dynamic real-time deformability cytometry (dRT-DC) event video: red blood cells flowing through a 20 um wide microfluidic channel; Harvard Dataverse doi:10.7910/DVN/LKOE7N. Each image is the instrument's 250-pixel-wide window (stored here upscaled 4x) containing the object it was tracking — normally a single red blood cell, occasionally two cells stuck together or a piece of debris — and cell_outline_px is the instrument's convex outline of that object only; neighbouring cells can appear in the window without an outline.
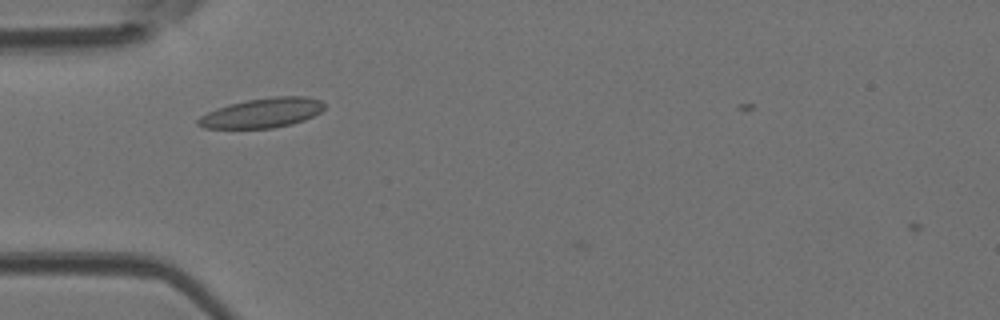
{"species": "Egyptian fruit bat (a non-hibernating species)", "species_latin": "Rousettus aegyptiacus", "temperature_condition": "room temperature", "stored_images_in_passage": 6, "camera_frame_rate_fps": 3000, "um_per_image_px": 0.085, "animal": {"sex": "female"}, "frame": {"image": 1, "passage_image": 3, "time_ms": 0.667, "image_size_px": [1000, 320], "cell_outline_px": [[324, 108], [320, 112], [304, 120], [292, 124], [272, 128], [204, 128], [196, 124], [196, 120], [200, 116], [208, 112], [232, 104], [248, 100], [276, 96], [308, 96], [320, 100], [324, 104]], "centroid_in_image_um": [22.31, 9.6], "position_along_channel_um": 62.7, "area_um2": 21.56}}